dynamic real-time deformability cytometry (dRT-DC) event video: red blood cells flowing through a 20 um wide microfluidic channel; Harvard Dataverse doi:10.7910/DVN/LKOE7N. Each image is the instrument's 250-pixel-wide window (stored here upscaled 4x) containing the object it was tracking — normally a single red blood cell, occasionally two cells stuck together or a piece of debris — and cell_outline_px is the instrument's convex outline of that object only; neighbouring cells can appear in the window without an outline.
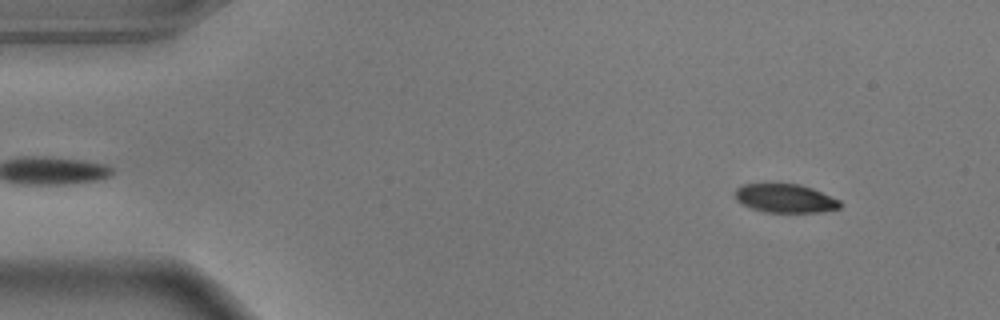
{"species": "common noctule bat (a hibernating species)", "species_latin": "Nyctalus noctula", "temperature_condition": "warm", "stored_images_in_passage": 53, "camera_frame_rate_fps": 3000, "um_per_image_px": 0.085, "animal": {"sex": "male", "body_mass_g": 17.9}, "frame": {"image": 1, "passage_image": 4, "time_ms": 1.0, "image_size_px": [1000, 320], "cell_outline_px": [[840, 208], [824, 212], [764, 212], [752, 208], [736, 200], [736, 188], [740, 184], [800, 184], [812, 188], [840, 200]], "centroid_in_image_um": [66.75, 16.86], "position_along_channel_um": 18.2, "area_um2": 17.46}}
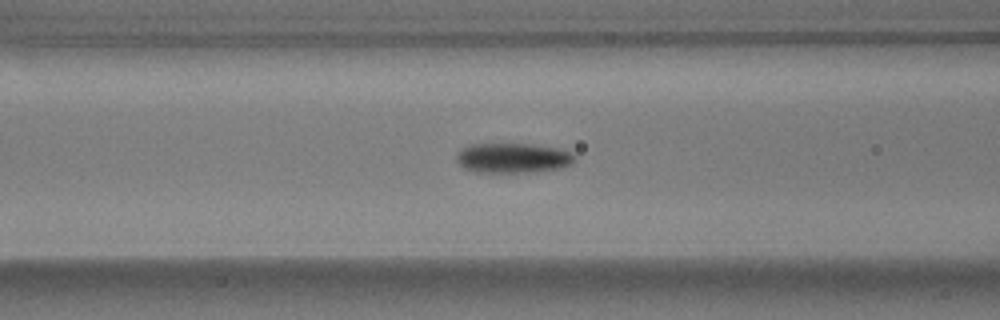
{"frame": {"image": 2, "passage_image": 20, "time_ms": 6.333, "image_size_px": [1000, 320], "cell_outline_px": [[576, 160], [572, 164], [560, 168], [528, 172], [476, 172], [464, 168], [456, 160], [456, 156], [460, 148], [468, 144], [532, 144], [560, 148], [572, 152], [576, 156]], "centroid_in_image_um": [43.61, 13.41], "position_along_channel_um": 123.0, "area_um2": 20.81}}
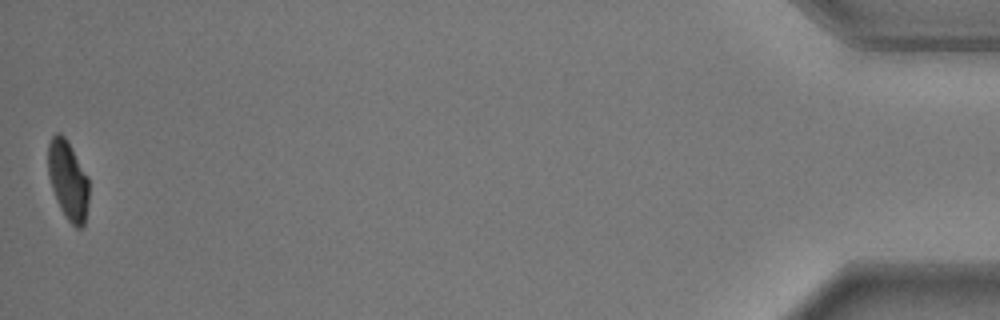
{"frame": {"image": 3, "passage_image": 53, "time_ms": 17.333, "image_size_px": [1000, 320], "cell_outline_px": [[88, 204], [84, 224], [80, 228], [76, 228], [68, 220], [60, 208], [52, 188], [48, 176], [48, 144], [52, 136], [56, 132], [60, 132], [68, 140], [88, 176]], "centroid_in_image_um": [5.78, 15.28], "position_along_channel_um": 429.4, "area_um2": 18.9}, "authors_computed_cell_mechanics": {"area_um2": 20.1722, "velocity_mm_per_s": 3.6535, "shape_relaxation_time_tau1_ms": 3.0297, "shape_relaxation_time_tau2_ms": 2.1476, "deformation_change_tau1": 0.1499, "deformation_change_tau2": 0.0556}}